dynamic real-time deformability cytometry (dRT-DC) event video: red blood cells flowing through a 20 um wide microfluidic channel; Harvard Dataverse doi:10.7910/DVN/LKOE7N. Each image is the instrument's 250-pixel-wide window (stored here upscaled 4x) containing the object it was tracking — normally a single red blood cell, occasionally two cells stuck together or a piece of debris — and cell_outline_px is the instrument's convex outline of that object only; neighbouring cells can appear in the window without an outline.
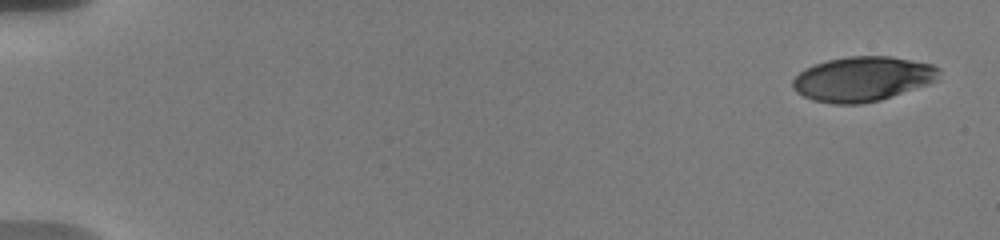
{"species": "human", "species_latin": "Homo sapiens", "temperature_condition": "warm", "stored_images_in_passage": 18, "camera_frame_rate_fps": 3000, "um_per_image_px": 0.085, "donor": {"sex": "male"}, "frame": {"image": 1, "passage_image": 1, "time_ms": 0.0, "image_size_px": [1000, 240], "cell_outline_px": [[940, 72], [936, 80], [928, 84], [880, 100], [860, 104], [832, 104], [812, 100], [796, 92], [792, 88], [792, 80], [804, 68], [828, 60], [848, 56], [892, 56], [932, 64], [940, 68]], "centroid_in_image_um": [73.31, 6.71], "position_along_channel_um": 11.7, "area_um2": 38.21}}
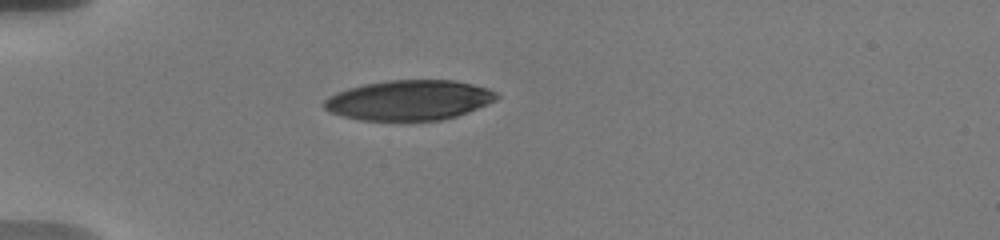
{"frame": {"image": 2, "passage_image": 15, "time_ms": 5.0, "image_size_px": [1000, 240], "cell_outline_px": [[500, 96], [496, 100], [488, 104], [456, 116], [440, 120], [360, 120], [340, 116], [324, 108], [324, 100], [328, 96], [336, 92], [348, 88], [364, 84], [388, 80], [456, 80], [488, 88], [496, 92]], "centroid_in_image_um": [34.77, 8.51], "position_along_channel_um": 50.2, "area_um2": 40.29}}